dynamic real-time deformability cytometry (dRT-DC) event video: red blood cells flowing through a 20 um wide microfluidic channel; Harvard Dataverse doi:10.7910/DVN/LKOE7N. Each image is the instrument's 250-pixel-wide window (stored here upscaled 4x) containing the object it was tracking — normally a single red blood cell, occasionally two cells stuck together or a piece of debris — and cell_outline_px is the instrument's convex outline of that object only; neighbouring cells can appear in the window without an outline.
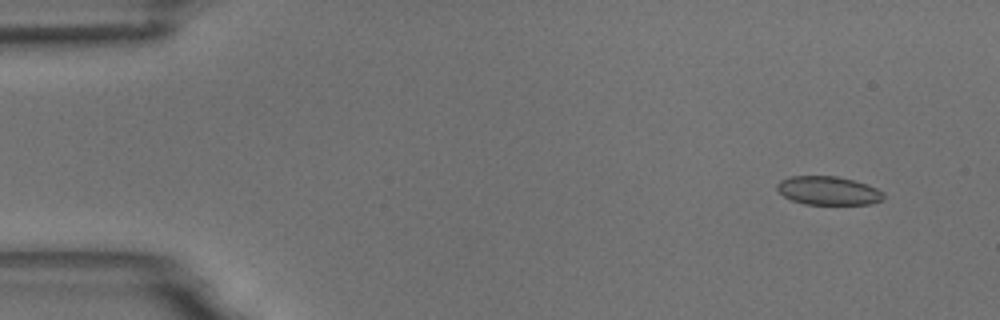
{"species": "common noctule bat (a hibernating species)", "species_latin": "Nyctalus noctula", "temperature_condition": "room temperature", "stored_images_in_passage": 6, "camera_frame_rate_fps": 3000, "um_per_image_px": 0.085, "animal": {"sex": "male", "body_mass_g": 18.8}, "frame": {"image": 1, "passage_image": 2, "time_ms": 1.0, "image_size_px": [1000, 320], "cell_outline_px": [[884, 200], [872, 204], [804, 204], [792, 200], [784, 196], [776, 188], [776, 184], [780, 180], [792, 176], [836, 176], [868, 184], [884, 192]], "centroid_in_image_um": [70.42, 16.21], "position_along_channel_um": 14.6, "area_um2": 17.8}}
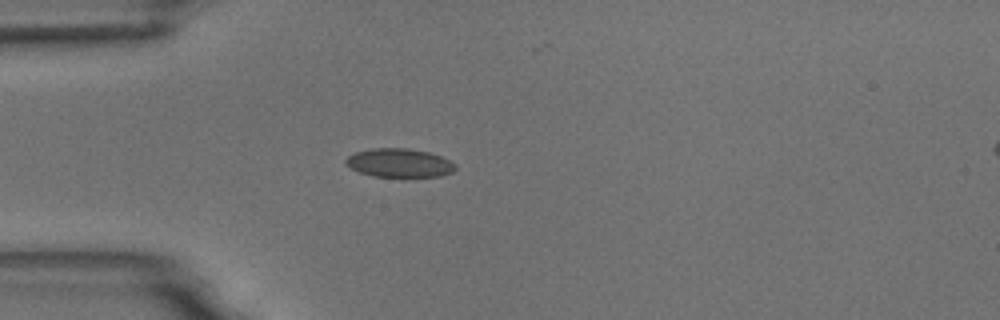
{"frame": {"image": 2, "passage_image": 5, "time_ms": 4.667, "image_size_px": [1000, 320], "cell_outline_px": [[456, 168], [452, 172], [440, 176], [372, 176], [360, 172], [344, 164], [344, 160], [348, 156], [356, 152], [372, 148], [408, 148], [428, 152], [440, 156], [456, 164]], "centroid_in_image_um": [33.92, 13.84], "position_along_channel_um": 51.1, "area_um2": 18.15}}